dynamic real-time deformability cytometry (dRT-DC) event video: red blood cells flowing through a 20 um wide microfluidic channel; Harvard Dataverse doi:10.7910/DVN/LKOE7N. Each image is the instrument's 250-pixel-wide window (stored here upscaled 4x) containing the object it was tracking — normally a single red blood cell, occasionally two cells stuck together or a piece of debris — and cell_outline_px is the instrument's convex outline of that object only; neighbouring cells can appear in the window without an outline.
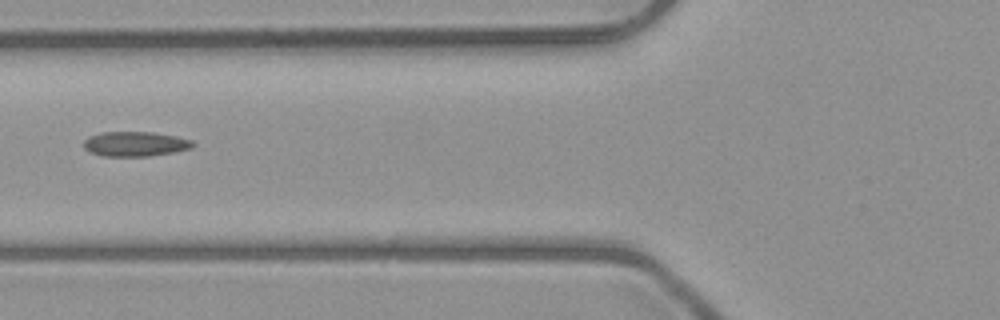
{"species": "common noctule bat (a hibernating species)", "species_latin": "Nyctalus noctula", "temperature_condition": "room temperature", "stored_images_in_passage": 9, "camera_frame_rate_fps": 3000, "um_per_image_px": 0.085, "animal": {"sex": "male", "body_mass_g": 23.1, "forearm_length_mm": 52.7}, "frame": {"image": 1, "passage_image": 7, "time_ms": 7.0, "image_size_px": [1000, 320], "cell_outline_px": [[196, 144], [192, 148], [172, 152], [148, 156], [104, 156], [92, 152], [84, 148], [84, 140], [88, 136], [104, 132], [152, 132], [176, 136], [192, 140]], "centroid_in_image_um": [11.51, 12.23], "position_along_channel_um": 114.3, "area_um2": 15.66}}
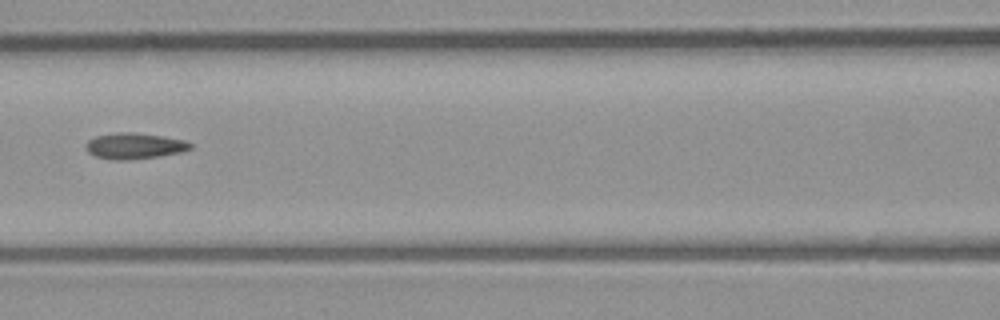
{"frame": {"image": 2, "passage_image": 8, "time_ms": 8.0, "image_size_px": [1000, 320], "cell_outline_px": [[192, 148], [180, 152], [160, 156], [120, 160], [112, 160], [96, 156], [88, 152], [88, 140], [96, 136], [120, 132], [132, 132], [160, 136], [184, 140], [192, 144]], "centroid_in_image_um": [11.44, 12.4], "position_along_channel_um": 155.2, "area_um2": 15.43}}
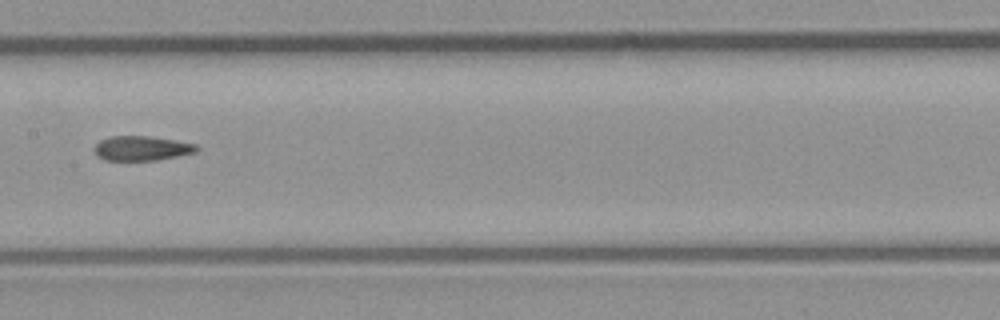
{"frame": {"image": 3, "passage_image": 9, "time_ms": 9.0, "image_size_px": [1000, 320], "cell_outline_px": [[200, 148], [196, 152], [156, 160], [104, 160], [92, 148], [100, 140], [112, 136], [148, 136], [176, 140], [196, 144]], "centroid_in_image_um": [12.06, 12.59], "position_along_channel_um": 195.3, "area_um2": 14.57}}